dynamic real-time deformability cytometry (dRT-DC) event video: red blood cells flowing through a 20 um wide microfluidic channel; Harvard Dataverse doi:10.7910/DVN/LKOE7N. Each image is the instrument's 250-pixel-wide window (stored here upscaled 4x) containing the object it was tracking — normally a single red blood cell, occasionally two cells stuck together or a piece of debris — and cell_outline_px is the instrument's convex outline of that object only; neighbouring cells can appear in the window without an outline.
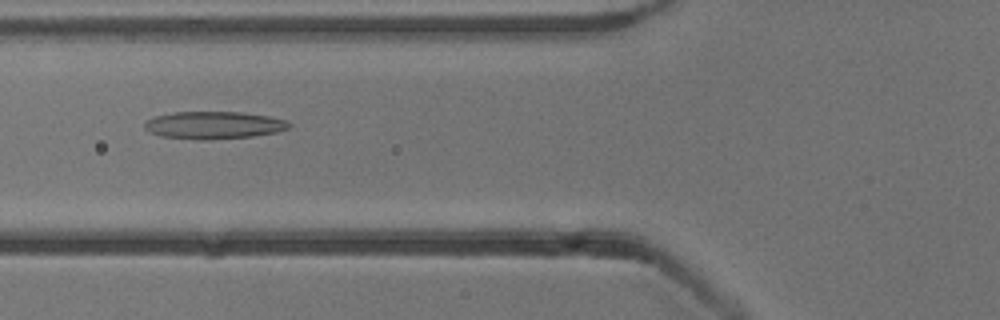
{"species": "common noctule bat (a hibernating species)", "species_latin": "Nyctalus noctula", "temperature_condition": "cold", "stored_images_in_passage": 35, "camera_frame_rate_fps": 3000, "um_per_image_px": 0.085, "animal": {"sex": "male", "body_mass_g": 13.3}, "frame": {"image": 1, "passage_image": 6, "time_ms": 1.667, "image_size_px": [1000, 320], "cell_outline_px": [[292, 128], [276, 132], [252, 136], [208, 140], [200, 140], [160, 136], [148, 132], [144, 128], [144, 120], [156, 116], [172, 112], [244, 112], [272, 116], [288, 120], [292, 124]], "centroid_in_image_um": [18.2, 10.63], "position_along_channel_um": 107.6, "area_um2": 23.58}}
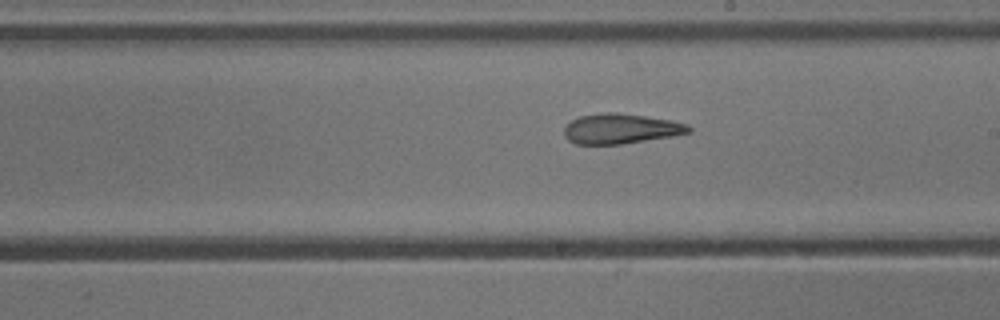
{"frame": {"image": 2, "passage_image": 16, "time_ms": 5.0, "image_size_px": [1000, 320], "cell_outline_px": [[692, 132], [672, 136], [620, 144], [576, 144], [568, 140], [564, 136], [564, 128], [572, 120], [580, 116], [604, 112], [616, 112], [672, 120], [688, 124], [692, 128]], "centroid_in_image_um": [52.78, 10.94], "position_along_channel_um": 236.2, "area_um2": 21.79}}
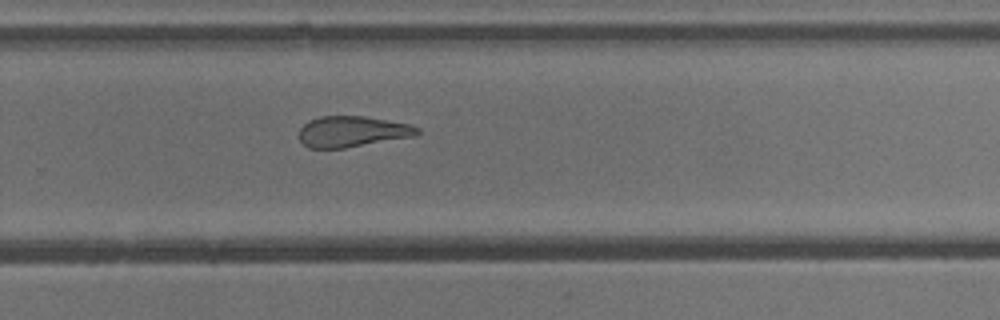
{"frame": {"image": 3, "passage_image": 21, "time_ms": 6.667, "image_size_px": [1000, 320], "cell_outline_px": [[420, 132], [416, 136], [344, 148], [308, 148], [300, 140], [300, 128], [308, 120], [320, 116], [364, 116], [408, 124], [420, 128]], "centroid_in_image_um": [29.94, 11.18], "position_along_channel_um": 299.9, "area_um2": 21.21}, "authors_computed_cell_mechanics": {"area_um2": 22.6576, "velocity_mm_per_s": 3.8449, "shape_relaxation_time_tau1_ms": 8.7384, "shape_relaxation_time_tau2_ms": 2.8694, "deformation_change_tau1": 0.2477, "deformation_change_tau2": 0.1373}}